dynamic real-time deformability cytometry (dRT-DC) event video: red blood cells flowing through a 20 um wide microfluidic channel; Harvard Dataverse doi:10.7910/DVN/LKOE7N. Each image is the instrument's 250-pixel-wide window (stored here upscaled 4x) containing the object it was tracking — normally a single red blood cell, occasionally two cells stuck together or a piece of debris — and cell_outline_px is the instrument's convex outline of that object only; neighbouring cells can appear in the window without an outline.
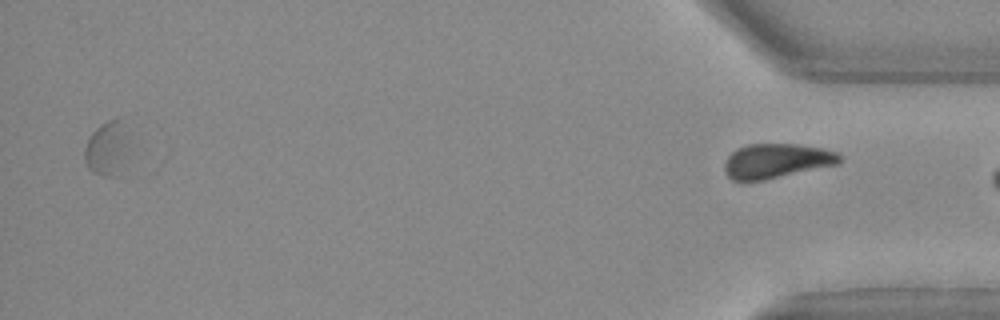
{"species": "Egyptian fruit bat (a non-hibernating species)", "species_latin": "Rousettus aegyptiacus", "temperature_condition": "warm", "stored_images_in_passage": 41, "segment_of_instrument_passage": [2, 2], "camera_frame_rate_fps": 3000, "um_per_image_px": 0.085, "animal": {"sex": "female"}, "frame": {"image": 1, "passage_image": 41, "time_ms": 13.333, "image_size_px": [1000, 320], "cell_outline_px": [[844, 160], [840, 164], [764, 180], [732, 180], [724, 172], [724, 164], [728, 156], [736, 148], [748, 144], [800, 144], [824, 148], [840, 152]], "centroid_in_image_um": [66.07, 13.66], "position_along_channel_um": 369.1, "area_um2": 23.58}}